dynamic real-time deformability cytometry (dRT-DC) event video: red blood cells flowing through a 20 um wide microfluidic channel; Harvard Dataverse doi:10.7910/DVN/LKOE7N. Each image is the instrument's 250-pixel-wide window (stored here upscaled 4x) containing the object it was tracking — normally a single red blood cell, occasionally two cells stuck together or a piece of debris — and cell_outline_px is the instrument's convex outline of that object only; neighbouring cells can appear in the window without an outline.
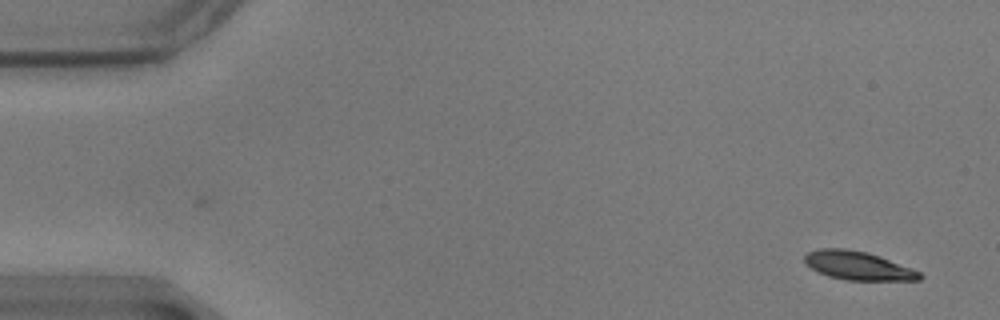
{"species": "common noctule bat (a hibernating species)", "species_latin": "Nyctalus noctula", "temperature_condition": "warm", "stored_images_in_passage": 57, "camera_frame_rate_fps": 3000, "um_per_image_px": 0.085, "animal": {"sex": "male", "body_mass_g": 17.9}, "frame": {"image": 1, "passage_image": 2, "time_ms": 0.333, "image_size_px": [1000, 320], "cell_outline_px": [[924, 276], [920, 280], [848, 280], [828, 276], [812, 268], [804, 260], [804, 256], [808, 252], [820, 248], [848, 248], [868, 252], [880, 256], [912, 268], [920, 272]], "centroid_in_image_um": [72.96, 22.57], "position_along_channel_um": 12.0, "area_um2": 19.13}}
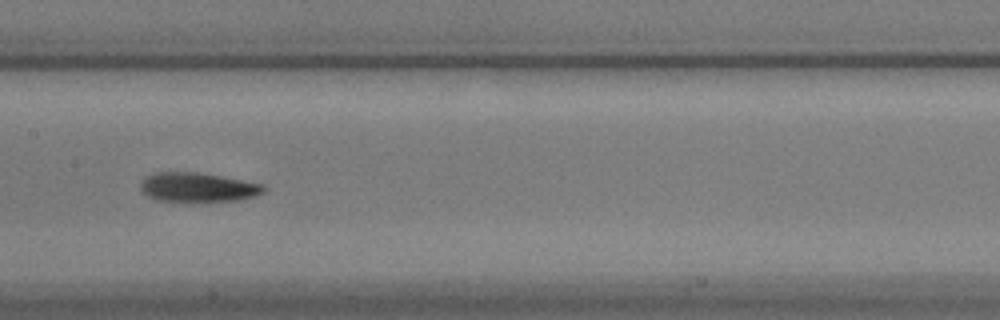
{"frame": {"image": 2, "passage_image": 28, "time_ms": 9.0, "image_size_px": [1000, 320], "cell_outline_px": [[268, 188], [264, 192], [256, 196], [236, 200], [192, 204], [156, 200], [148, 196], [140, 188], [140, 184], [148, 176], [156, 172], [200, 172], [264, 184]], "centroid_in_image_um": [16.85, 15.96], "position_along_channel_um": 190.5, "area_um2": 21.79}}
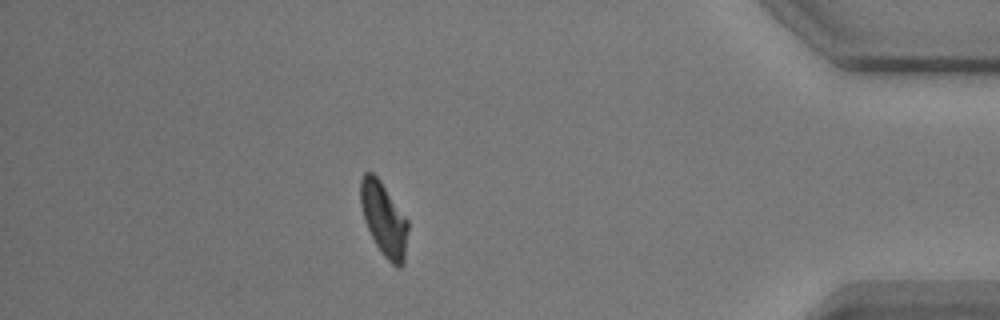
{"frame": {"image": 3, "passage_image": 50, "time_ms": 16.333, "image_size_px": [1000, 320], "cell_outline_px": [[408, 228], [404, 264], [400, 268], [396, 268], [384, 256], [376, 244], [364, 220], [360, 204], [360, 180], [364, 172], [372, 172], [380, 180], [408, 220]], "centroid_in_image_um": [32.63, 18.63], "position_along_channel_um": 402.6, "area_um2": 20.29}, "authors_computed_cell_mechanics": {"area_um2": 20.519, "velocity_mm_per_s": 3.466, "shape_relaxation_time_tau1_ms": 4.893, "shape_relaxation_time_tau2_ms": 6.2064, "deformation_change_tau1": 0.1552, "deformation_change_tau2": 0.131}}